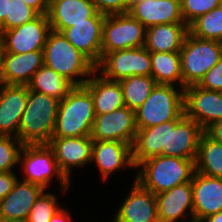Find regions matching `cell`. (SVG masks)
<instances>
[{
	"instance_id": "30",
	"label": "cell",
	"mask_w": 222,
	"mask_h": 222,
	"mask_svg": "<svg viewBox=\"0 0 222 222\" xmlns=\"http://www.w3.org/2000/svg\"><path fill=\"white\" fill-rule=\"evenodd\" d=\"M73 87L68 80L44 64L28 84L30 90L46 94L59 101H62Z\"/></svg>"
},
{
	"instance_id": "28",
	"label": "cell",
	"mask_w": 222,
	"mask_h": 222,
	"mask_svg": "<svg viewBox=\"0 0 222 222\" xmlns=\"http://www.w3.org/2000/svg\"><path fill=\"white\" fill-rule=\"evenodd\" d=\"M150 57L151 76L157 84L175 85L177 82L183 89L180 52H150Z\"/></svg>"
},
{
	"instance_id": "23",
	"label": "cell",
	"mask_w": 222,
	"mask_h": 222,
	"mask_svg": "<svg viewBox=\"0 0 222 222\" xmlns=\"http://www.w3.org/2000/svg\"><path fill=\"white\" fill-rule=\"evenodd\" d=\"M158 219L163 222H176L179 217L193 214V191L191 182L173 187L155 195ZM188 210V211H187Z\"/></svg>"
},
{
	"instance_id": "12",
	"label": "cell",
	"mask_w": 222,
	"mask_h": 222,
	"mask_svg": "<svg viewBox=\"0 0 222 222\" xmlns=\"http://www.w3.org/2000/svg\"><path fill=\"white\" fill-rule=\"evenodd\" d=\"M185 115L205 130L212 123L222 121V92L190 85L184 88Z\"/></svg>"
},
{
	"instance_id": "32",
	"label": "cell",
	"mask_w": 222,
	"mask_h": 222,
	"mask_svg": "<svg viewBox=\"0 0 222 222\" xmlns=\"http://www.w3.org/2000/svg\"><path fill=\"white\" fill-rule=\"evenodd\" d=\"M188 30L195 37L222 43V5L197 17Z\"/></svg>"
},
{
	"instance_id": "17",
	"label": "cell",
	"mask_w": 222,
	"mask_h": 222,
	"mask_svg": "<svg viewBox=\"0 0 222 222\" xmlns=\"http://www.w3.org/2000/svg\"><path fill=\"white\" fill-rule=\"evenodd\" d=\"M104 18H88V22L75 23L63 29V36L95 66L102 59V32Z\"/></svg>"
},
{
	"instance_id": "10",
	"label": "cell",
	"mask_w": 222,
	"mask_h": 222,
	"mask_svg": "<svg viewBox=\"0 0 222 222\" xmlns=\"http://www.w3.org/2000/svg\"><path fill=\"white\" fill-rule=\"evenodd\" d=\"M51 25L47 14H39L25 24L4 30L0 34V43L4 52L23 54L43 51Z\"/></svg>"
},
{
	"instance_id": "35",
	"label": "cell",
	"mask_w": 222,
	"mask_h": 222,
	"mask_svg": "<svg viewBox=\"0 0 222 222\" xmlns=\"http://www.w3.org/2000/svg\"><path fill=\"white\" fill-rule=\"evenodd\" d=\"M39 14L22 0H8V14L5 16V30L25 24Z\"/></svg>"
},
{
	"instance_id": "5",
	"label": "cell",
	"mask_w": 222,
	"mask_h": 222,
	"mask_svg": "<svg viewBox=\"0 0 222 222\" xmlns=\"http://www.w3.org/2000/svg\"><path fill=\"white\" fill-rule=\"evenodd\" d=\"M184 116V89L178 91L169 84H156L149 97L135 111L137 129L181 120Z\"/></svg>"
},
{
	"instance_id": "27",
	"label": "cell",
	"mask_w": 222,
	"mask_h": 222,
	"mask_svg": "<svg viewBox=\"0 0 222 222\" xmlns=\"http://www.w3.org/2000/svg\"><path fill=\"white\" fill-rule=\"evenodd\" d=\"M166 138L167 121L153 127L138 129L131 147L135 168L149 158L163 155Z\"/></svg>"
},
{
	"instance_id": "9",
	"label": "cell",
	"mask_w": 222,
	"mask_h": 222,
	"mask_svg": "<svg viewBox=\"0 0 222 222\" xmlns=\"http://www.w3.org/2000/svg\"><path fill=\"white\" fill-rule=\"evenodd\" d=\"M96 71L112 81L134 75L151 76L150 52L143 46L106 53Z\"/></svg>"
},
{
	"instance_id": "43",
	"label": "cell",
	"mask_w": 222,
	"mask_h": 222,
	"mask_svg": "<svg viewBox=\"0 0 222 222\" xmlns=\"http://www.w3.org/2000/svg\"><path fill=\"white\" fill-rule=\"evenodd\" d=\"M8 14V0H0V34L5 30V16Z\"/></svg>"
},
{
	"instance_id": "34",
	"label": "cell",
	"mask_w": 222,
	"mask_h": 222,
	"mask_svg": "<svg viewBox=\"0 0 222 222\" xmlns=\"http://www.w3.org/2000/svg\"><path fill=\"white\" fill-rule=\"evenodd\" d=\"M60 208L55 194L43 192L33 204L26 222H49Z\"/></svg>"
},
{
	"instance_id": "1",
	"label": "cell",
	"mask_w": 222,
	"mask_h": 222,
	"mask_svg": "<svg viewBox=\"0 0 222 222\" xmlns=\"http://www.w3.org/2000/svg\"><path fill=\"white\" fill-rule=\"evenodd\" d=\"M43 59L44 65L60 74L73 86H83L88 77L96 71V66L84 54L76 49L61 32L54 30L48 34L43 48Z\"/></svg>"
},
{
	"instance_id": "29",
	"label": "cell",
	"mask_w": 222,
	"mask_h": 222,
	"mask_svg": "<svg viewBox=\"0 0 222 222\" xmlns=\"http://www.w3.org/2000/svg\"><path fill=\"white\" fill-rule=\"evenodd\" d=\"M196 172L222 178V143L202 133L195 159Z\"/></svg>"
},
{
	"instance_id": "2",
	"label": "cell",
	"mask_w": 222,
	"mask_h": 222,
	"mask_svg": "<svg viewBox=\"0 0 222 222\" xmlns=\"http://www.w3.org/2000/svg\"><path fill=\"white\" fill-rule=\"evenodd\" d=\"M60 101L28 88V99L17 138L23 145L48 144L52 138Z\"/></svg>"
},
{
	"instance_id": "20",
	"label": "cell",
	"mask_w": 222,
	"mask_h": 222,
	"mask_svg": "<svg viewBox=\"0 0 222 222\" xmlns=\"http://www.w3.org/2000/svg\"><path fill=\"white\" fill-rule=\"evenodd\" d=\"M191 184L194 219L202 220L222 211V178L195 172Z\"/></svg>"
},
{
	"instance_id": "16",
	"label": "cell",
	"mask_w": 222,
	"mask_h": 222,
	"mask_svg": "<svg viewBox=\"0 0 222 222\" xmlns=\"http://www.w3.org/2000/svg\"><path fill=\"white\" fill-rule=\"evenodd\" d=\"M48 18L51 30L61 32L75 23L88 22V18H105L97 11L92 0H50Z\"/></svg>"
},
{
	"instance_id": "45",
	"label": "cell",
	"mask_w": 222,
	"mask_h": 222,
	"mask_svg": "<svg viewBox=\"0 0 222 222\" xmlns=\"http://www.w3.org/2000/svg\"><path fill=\"white\" fill-rule=\"evenodd\" d=\"M2 54H3V49L0 43V86L4 84L2 77Z\"/></svg>"
},
{
	"instance_id": "3",
	"label": "cell",
	"mask_w": 222,
	"mask_h": 222,
	"mask_svg": "<svg viewBox=\"0 0 222 222\" xmlns=\"http://www.w3.org/2000/svg\"><path fill=\"white\" fill-rule=\"evenodd\" d=\"M136 168L139 170L135 180L155 195L191 182L196 172L195 160L164 155L149 158Z\"/></svg>"
},
{
	"instance_id": "13",
	"label": "cell",
	"mask_w": 222,
	"mask_h": 222,
	"mask_svg": "<svg viewBox=\"0 0 222 222\" xmlns=\"http://www.w3.org/2000/svg\"><path fill=\"white\" fill-rule=\"evenodd\" d=\"M204 130L186 115L181 120L167 121L164 156L195 160L199 141Z\"/></svg>"
},
{
	"instance_id": "39",
	"label": "cell",
	"mask_w": 222,
	"mask_h": 222,
	"mask_svg": "<svg viewBox=\"0 0 222 222\" xmlns=\"http://www.w3.org/2000/svg\"><path fill=\"white\" fill-rule=\"evenodd\" d=\"M15 172H0V201L13 189L18 177Z\"/></svg>"
},
{
	"instance_id": "42",
	"label": "cell",
	"mask_w": 222,
	"mask_h": 222,
	"mask_svg": "<svg viewBox=\"0 0 222 222\" xmlns=\"http://www.w3.org/2000/svg\"><path fill=\"white\" fill-rule=\"evenodd\" d=\"M70 214L64 208H60L49 222H71Z\"/></svg>"
},
{
	"instance_id": "14",
	"label": "cell",
	"mask_w": 222,
	"mask_h": 222,
	"mask_svg": "<svg viewBox=\"0 0 222 222\" xmlns=\"http://www.w3.org/2000/svg\"><path fill=\"white\" fill-rule=\"evenodd\" d=\"M48 145L54 152L60 171L68 180L72 167L91 163L93 140L90 136L52 137Z\"/></svg>"
},
{
	"instance_id": "7",
	"label": "cell",
	"mask_w": 222,
	"mask_h": 222,
	"mask_svg": "<svg viewBox=\"0 0 222 222\" xmlns=\"http://www.w3.org/2000/svg\"><path fill=\"white\" fill-rule=\"evenodd\" d=\"M19 163L23 166L24 181L40 185L46 190L53 176H57L63 191L68 190L70 180L60 171L54 152L48 144L23 145Z\"/></svg>"
},
{
	"instance_id": "44",
	"label": "cell",
	"mask_w": 222,
	"mask_h": 222,
	"mask_svg": "<svg viewBox=\"0 0 222 222\" xmlns=\"http://www.w3.org/2000/svg\"><path fill=\"white\" fill-rule=\"evenodd\" d=\"M203 222H222V211L218 213L211 214L202 219Z\"/></svg>"
},
{
	"instance_id": "47",
	"label": "cell",
	"mask_w": 222,
	"mask_h": 222,
	"mask_svg": "<svg viewBox=\"0 0 222 222\" xmlns=\"http://www.w3.org/2000/svg\"><path fill=\"white\" fill-rule=\"evenodd\" d=\"M142 0H130V7L135 3V2H140Z\"/></svg>"
},
{
	"instance_id": "21",
	"label": "cell",
	"mask_w": 222,
	"mask_h": 222,
	"mask_svg": "<svg viewBox=\"0 0 222 222\" xmlns=\"http://www.w3.org/2000/svg\"><path fill=\"white\" fill-rule=\"evenodd\" d=\"M129 13L146 28L159 24L185 23L180 0H142L135 2Z\"/></svg>"
},
{
	"instance_id": "18",
	"label": "cell",
	"mask_w": 222,
	"mask_h": 222,
	"mask_svg": "<svg viewBox=\"0 0 222 222\" xmlns=\"http://www.w3.org/2000/svg\"><path fill=\"white\" fill-rule=\"evenodd\" d=\"M28 99V85L0 86V135L18 136L19 124Z\"/></svg>"
},
{
	"instance_id": "25",
	"label": "cell",
	"mask_w": 222,
	"mask_h": 222,
	"mask_svg": "<svg viewBox=\"0 0 222 222\" xmlns=\"http://www.w3.org/2000/svg\"><path fill=\"white\" fill-rule=\"evenodd\" d=\"M97 74L95 71L83 85L93 98L95 114H107L125 106L120 82Z\"/></svg>"
},
{
	"instance_id": "19",
	"label": "cell",
	"mask_w": 222,
	"mask_h": 222,
	"mask_svg": "<svg viewBox=\"0 0 222 222\" xmlns=\"http://www.w3.org/2000/svg\"><path fill=\"white\" fill-rule=\"evenodd\" d=\"M158 220L155 194L134 180L133 187L119 207L113 222H157Z\"/></svg>"
},
{
	"instance_id": "31",
	"label": "cell",
	"mask_w": 222,
	"mask_h": 222,
	"mask_svg": "<svg viewBox=\"0 0 222 222\" xmlns=\"http://www.w3.org/2000/svg\"><path fill=\"white\" fill-rule=\"evenodd\" d=\"M124 104L136 111L149 97L157 84L152 76L134 75L121 79Z\"/></svg>"
},
{
	"instance_id": "8",
	"label": "cell",
	"mask_w": 222,
	"mask_h": 222,
	"mask_svg": "<svg viewBox=\"0 0 222 222\" xmlns=\"http://www.w3.org/2000/svg\"><path fill=\"white\" fill-rule=\"evenodd\" d=\"M146 29L129 12L106 15L102 32V57L113 51L143 47Z\"/></svg>"
},
{
	"instance_id": "38",
	"label": "cell",
	"mask_w": 222,
	"mask_h": 222,
	"mask_svg": "<svg viewBox=\"0 0 222 222\" xmlns=\"http://www.w3.org/2000/svg\"><path fill=\"white\" fill-rule=\"evenodd\" d=\"M99 13L104 15L129 12L130 0H92Z\"/></svg>"
},
{
	"instance_id": "15",
	"label": "cell",
	"mask_w": 222,
	"mask_h": 222,
	"mask_svg": "<svg viewBox=\"0 0 222 222\" xmlns=\"http://www.w3.org/2000/svg\"><path fill=\"white\" fill-rule=\"evenodd\" d=\"M44 191L40 185L18 178L13 189L0 201V221L26 222L33 204Z\"/></svg>"
},
{
	"instance_id": "24",
	"label": "cell",
	"mask_w": 222,
	"mask_h": 222,
	"mask_svg": "<svg viewBox=\"0 0 222 222\" xmlns=\"http://www.w3.org/2000/svg\"><path fill=\"white\" fill-rule=\"evenodd\" d=\"M44 64L43 51L23 54H2V77L7 85H28L33 75Z\"/></svg>"
},
{
	"instance_id": "11",
	"label": "cell",
	"mask_w": 222,
	"mask_h": 222,
	"mask_svg": "<svg viewBox=\"0 0 222 222\" xmlns=\"http://www.w3.org/2000/svg\"><path fill=\"white\" fill-rule=\"evenodd\" d=\"M137 130L135 111L123 106L96 115L90 137L99 141H122L132 147Z\"/></svg>"
},
{
	"instance_id": "40",
	"label": "cell",
	"mask_w": 222,
	"mask_h": 222,
	"mask_svg": "<svg viewBox=\"0 0 222 222\" xmlns=\"http://www.w3.org/2000/svg\"><path fill=\"white\" fill-rule=\"evenodd\" d=\"M204 132L213 140L222 143V121L212 123Z\"/></svg>"
},
{
	"instance_id": "37",
	"label": "cell",
	"mask_w": 222,
	"mask_h": 222,
	"mask_svg": "<svg viewBox=\"0 0 222 222\" xmlns=\"http://www.w3.org/2000/svg\"><path fill=\"white\" fill-rule=\"evenodd\" d=\"M200 88L222 92V57L197 84Z\"/></svg>"
},
{
	"instance_id": "41",
	"label": "cell",
	"mask_w": 222,
	"mask_h": 222,
	"mask_svg": "<svg viewBox=\"0 0 222 222\" xmlns=\"http://www.w3.org/2000/svg\"><path fill=\"white\" fill-rule=\"evenodd\" d=\"M26 5L34 9L38 14H47L50 0H22Z\"/></svg>"
},
{
	"instance_id": "26",
	"label": "cell",
	"mask_w": 222,
	"mask_h": 222,
	"mask_svg": "<svg viewBox=\"0 0 222 222\" xmlns=\"http://www.w3.org/2000/svg\"><path fill=\"white\" fill-rule=\"evenodd\" d=\"M189 30L186 23H168L146 29L144 47L149 52H180Z\"/></svg>"
},
{
	"instance_id": "6",
	"label": "cell",
	"mask_w": 222,
	"mask_h": 222,
	"mask_svg": "<svg viewBox=\"0 0 222 222\" xmlns=\"http://www.w3.org/2000/svg\"><path fill=\"white\" fill-rule=\"evenodd\" d=\"M221 57V42L201 39L188 32L180 50L183 89L197 85Z\"/></svg>"
},
{
	"instance_id": "22",
	"label": "cell",
	"mask_w": 222,
	"mask_h": 222,
	"mask_svg": "<svg viewBox=\"0 0 222 222\" xmlns=\"http://www.w3.org/2000/svg\"><path fill=\"white\" fill-rule=\"evenodd\" d=\"M91 162L99 168L103 181L116 170L127 166L135 168L131 146L122 141L93 140Z\"/></svg>"
},
{
	"instance_id": "33",
	"label": "cell",
	"mask_w": 222,
	"mask_h": 222,
	"mask_svg": "<svg viewBox=\"0 0 222 222\" xmlns=\"http://www.w3.org/2000/svg\"><path fill=\"white\" fill-rule=\"evenodd\" d=\"M22 147L17 137L0 135V172L13 171L14 165L19 164Z\"/></svg>"
},
{
	"instance_id": "46",
	"label": "cell",
	"mask_w": 222,
	"mask_h": 222,
	"mask_svg": "<svg viewBox=\"0 0 222 222\" xmlns=\"http://www.w3.org/2000/svg\"><path fill=\"white\" fill-rule=\"evenodd\" d=\"M187 222H203L202 220H198V219H190Z\"/></svg>"
},
{
	"instance_id": "4",
	"label": "cell",
	"mask_w": 222,
	"mask_h": 222,
	"mask_svg": "<svg viewBox=\"0 0 222 222\" xmlns=\"http://www.w3.org/2000/svg\"><path fill=\"white\" fill-rule=\"evenodd\" d=\"M95 117L90 92L84 86H74L59 103L52 137L90 136Z\"/></svg>"
},
{
	"instance_id": "36",
	"label": "cell",
	"mask_w": 222,
	"mask_h": 222,
	"mask_svg": "<svg viewBox=\"0 0 222 222\" xmlns=\"http://www.w3.org/2000/svg\"><path fill=\"white\" fill-rule=\"evenodd\" d=\"M180 4L182 18L189 25L200 15L221 6L222 0H180Z\"/></svg>"
}]
</instances>
